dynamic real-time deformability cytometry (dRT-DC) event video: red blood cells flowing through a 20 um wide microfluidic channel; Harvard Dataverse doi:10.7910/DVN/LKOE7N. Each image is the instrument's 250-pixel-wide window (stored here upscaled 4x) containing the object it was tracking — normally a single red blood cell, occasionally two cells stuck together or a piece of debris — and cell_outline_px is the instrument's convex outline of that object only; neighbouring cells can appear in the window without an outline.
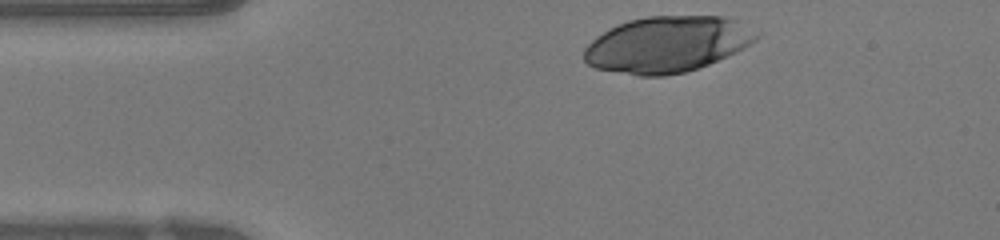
{"species": "human", "species_latin": "Homo sapiens", "temperature_condition": "warm", "stored_images_in_passage": 31, "camera_frame_rate_fps": 3000, "um_per_image_px": 0.085, "donor": {"sex": "female"}, "frame": {"image": 1, "passage_image": 1, "time_ms": 0.0, "image_size_px": [1000, 240], "cell_outline_px": [[760, 36], [756, 40], [736, 52], [708, 64], [684, 72], [664, 76], [640, 76], [596, 68], [588, 64], [584, 60], [584, 48], [596, 36], [608, 28], [616, 24], [628, 20], [648, 16], [724, 16], [736, 20], [760, 32]], "centroid_in_image_um": [56.71, 3.76], "position_along_channel_um": 28.3, "area_um2": 56.36}}
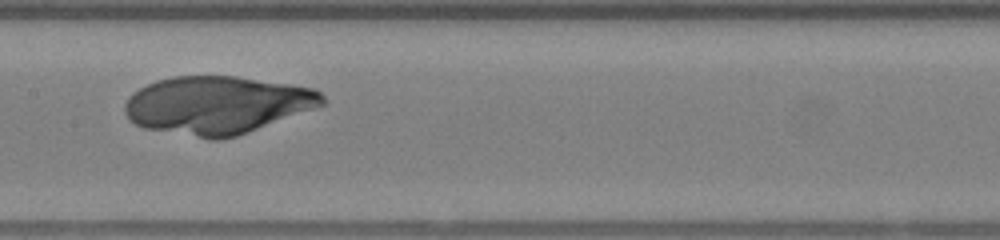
{"frame": {"image": 2, "passage_image": 16, "time_ms": 5.0, "image_size_px": [1000, 240], "cell_outline_px": [[324, 104], [248, 132], [236, 136], [216, 140], [208, 140], [144, 128], [128, 120], [124, 112], [124, 104], [128, 96], [132, 92], [156, 80], [172, 76], [236, 76], [292, 84], [312, 88], [320, 92], [324, 96]], "centroid_in_image_um": [18.39, 8.93], "position_along_channel_um": 189.0, "area_um2": 66.7}}
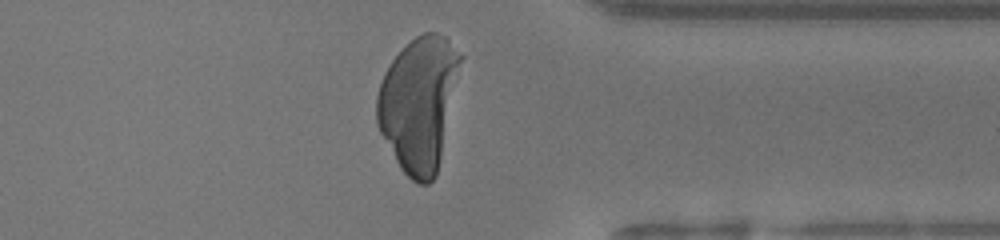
{"frame": {"image": 3, "passage_image": 30, "time_ms": 9.667, "image_size_px": [1000, 240], "cell_outline_px": [[464, 56], [436, 176], [428, 184], [420, 184], [412, 180], [400, 168], [380, 132], [376, 124], [376, 96], [384, 72], [392, 60], [416, 36], [424, 32], [436, 32], [444, 36]], "centroid_in_image_um": [35.6, 8.79], "position_along_channel_um": 375.8, "area_um2": 65.14}}